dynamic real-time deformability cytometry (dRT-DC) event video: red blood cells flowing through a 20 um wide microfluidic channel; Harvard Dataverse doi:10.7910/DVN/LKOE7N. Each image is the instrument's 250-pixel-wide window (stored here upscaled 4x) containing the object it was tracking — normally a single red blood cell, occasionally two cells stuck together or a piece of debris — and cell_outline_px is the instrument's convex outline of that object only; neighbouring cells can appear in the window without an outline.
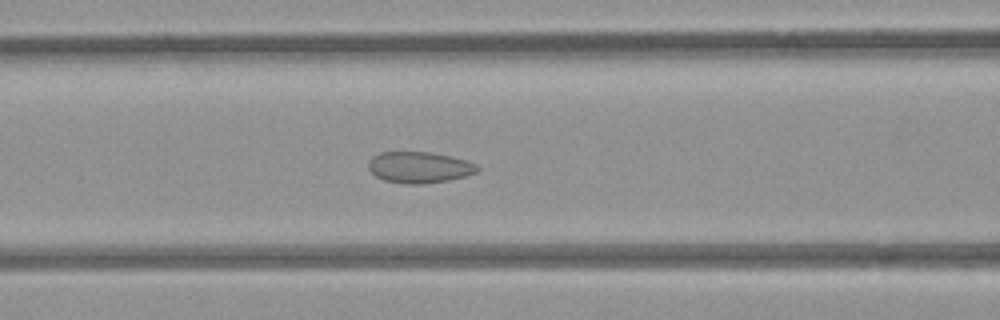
{"species": "common noctule bat (a hibernating species)", "species_latin": "Nyctalus noctula", "temperature_condition": "room temperature", "stored_images_in_passage": 42, "camera_frame_rate_fps": 3000, "um_per_image_px": 0.085, "animal": {"sex": "female", "body_mass_g": 21.9}, "frame": {"image": 1, "passage_image": 11, "time_ms": 3.333, "image_size_px": [1000, 320], "cell_outline_px": [[480, 168], [476, 172], [464, 176], [448, 180], [424, 184], [404, 184], [384, 180], [376, 176], [368, 168], [368, 160], [372, 156], [380, 152], [428, 152], [448, 156], [464, 160], [476, 164]], "centroid_in_image_um": [35.59, 14.23], "position_along_channel_um": 131.0, "area_um2": 19.71}}
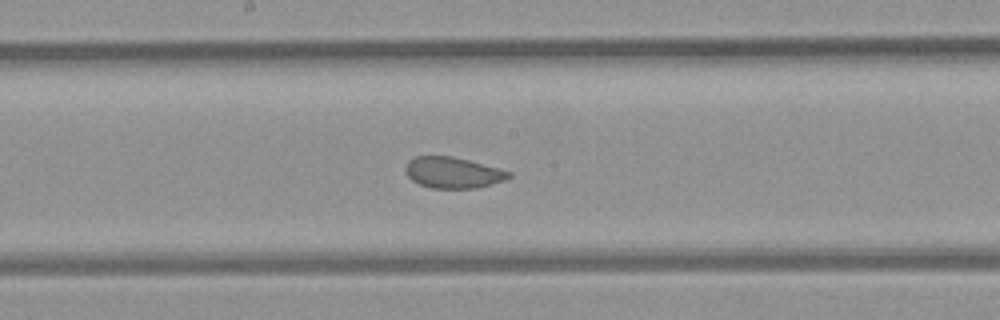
{"frame": {"image": 2, "passage_image": 17, "time_ms": 5.333, "image_size_px": [1000, 320], "cell_outline_px": [[512, 176], [504, 180], [476, 188], [432, 188], [420, 184], [412, 180], [404, 172], [408, 160], [416, 156], [452, 156], [468, 160], [512, 172]], "centroid_in_image_um": [38.48, 14.67], "position_along_channel_um": 209.7, "area_um2": 18.55}}
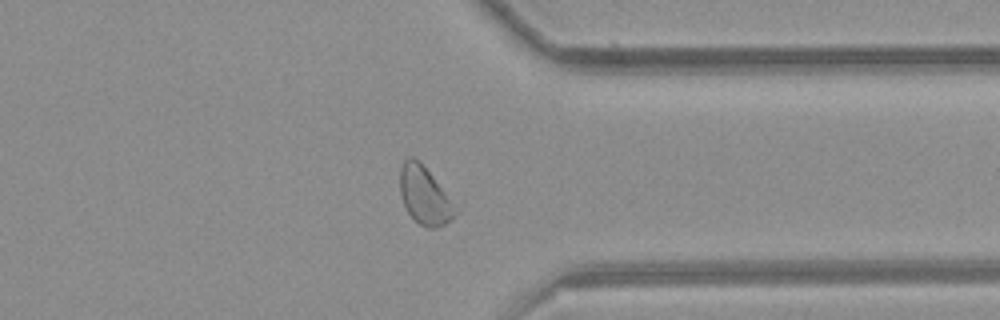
{"frame": {"image": 3, "passage_image": 30, "time_ms": 9.667, "image_size_px": [1000, 320], "cell_outline_px": [[464, 208], [456, 216], [444, 224], [436, 228], [428, 228], [420, 224], [408, 212], [404, 204], [400, 192], [400, 168], [404, 160], [408, 156], [412, 156], [464, 200]], "centroid_in_image_um": [36.33, 16.61], "position_along_channel_um": 375.1, "area_um2": 20.58}, "authors_computed_cell_mechanics": {"area_um2": 19.9988, "velocity_mm_per_s": 3.9375, "shape_relaxation_time_tau1_ms": null, "shape_relaxation_time_tau2_ms": 1.1476, "deformation_change_tau1": null, "deformation_change_tau2": 0.0534}}